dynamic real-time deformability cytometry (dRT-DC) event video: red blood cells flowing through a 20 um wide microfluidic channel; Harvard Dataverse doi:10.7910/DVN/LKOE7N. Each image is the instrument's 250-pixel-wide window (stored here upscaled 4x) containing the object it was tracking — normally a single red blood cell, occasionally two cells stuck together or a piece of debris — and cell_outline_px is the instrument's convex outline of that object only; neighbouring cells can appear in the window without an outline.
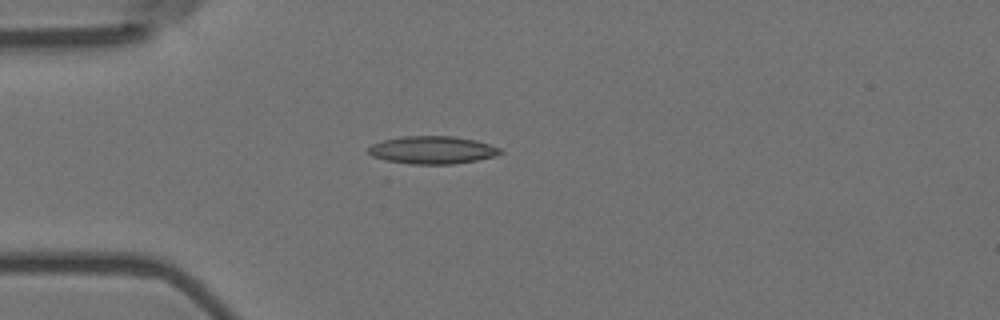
{"species": "Egyptian fruit bat (a non-hibernating species)", "species_latin": "Rousettus aegyptiacus", "temperature_condition": "room temperature", "stored_images_in_passage": 3, "camera_frame_rate_fps": 3000, "um_per_image_px": 0.085, "animal": {"sex": "female"}, "frame": {"image": 1, "passage_image": 3, "time_ms": 0.667, "image_size_px": [1000, 320], "cell_outline_px": [[504, 152], [496, 156], [476, 160], [452, 164], [412, 164], [384, 160], [372, 156], [368, 152], [368, 148], [372, 144], [384, 140], [404, 136], [452, 136], [476, 140], [500, 148]], "centroid_in_image_um": [36.76, 12.75], "position_along_channel_um": 48.2, "area_um2": 21.27}}